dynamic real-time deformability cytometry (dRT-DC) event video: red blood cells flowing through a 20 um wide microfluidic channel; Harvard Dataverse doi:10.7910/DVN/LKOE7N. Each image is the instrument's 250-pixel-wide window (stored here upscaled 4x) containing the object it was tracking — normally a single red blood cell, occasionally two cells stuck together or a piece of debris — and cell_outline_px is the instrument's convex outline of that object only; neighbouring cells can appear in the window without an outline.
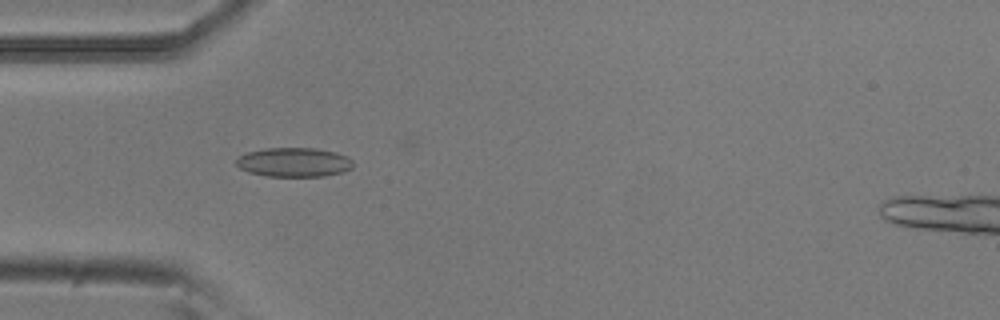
{"species": "common noctule bat (a hibernating species)", "species_latin": "Nyctalus noctula", "temperature_condition": "room temperature", "stored_images_in_passage": 20, "camera_frame_rate_fps": 3000, "um_per_image_px": 0.085, "animal": {"sex": "male", "body_mass_g": 20.5, "forearm_length_mm": 52.5}, "frame": {"image": 1, "passage_image": 16, "time_ms": 5.0, "image_size_px": [1000, 320], "cell_outline_px": [[352, 168], [344, 172], [324, 176], [264, 176], [248, 172], [240, 168], [236, 164], [236, 160], [240, 156], [248, 152], [264, 148], [316, 148], [336, 152], [352, 160]], "centroid_in_image_um": [24.98, 13.79], "position_along_channel_um": 60.0, "area_um2": 19.88}}
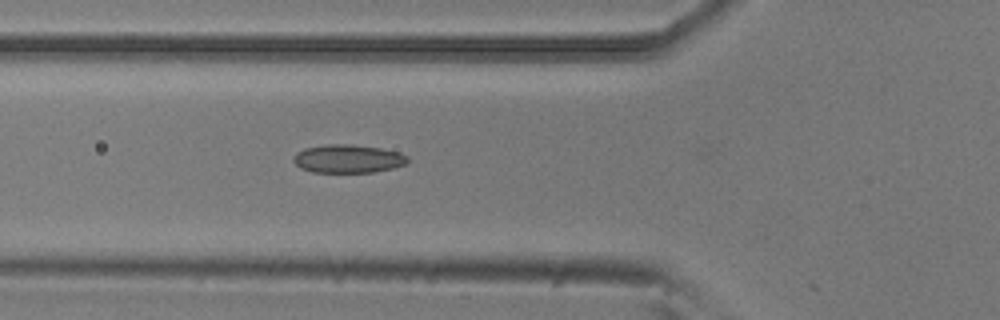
{"frame": {"image": 2, "passage_image": 19, "time_ms": 6.0, "image_size_px": [1000, 320], "cell_outline_px": [[408, 160], [404, 164], [392, 168], [372, 172], [312, 172], [300, 168], [292, 160], [292, 156], [296, 152], [304, 148], [328, 144], [352, 144], [380, 148], [400, 152], [408, 156]], "centroid_in_image_um": [29.54, 13.48], "position_along_channel_um": 96.3, "area_um2": 18.9}}